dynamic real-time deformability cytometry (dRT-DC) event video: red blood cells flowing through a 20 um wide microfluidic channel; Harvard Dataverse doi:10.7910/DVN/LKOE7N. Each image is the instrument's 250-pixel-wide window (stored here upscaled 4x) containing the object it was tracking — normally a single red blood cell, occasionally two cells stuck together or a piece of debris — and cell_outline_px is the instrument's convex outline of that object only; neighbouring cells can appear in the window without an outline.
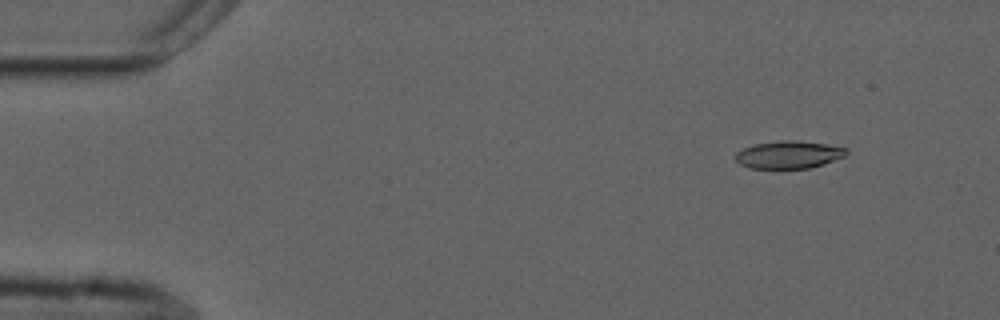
{"species": "common noctule bat (a hibernating species)", "species_latin": "Nyctalus noctula", "temperature_condition": "cold", "stored_images_in_passage": 6, "camera_frame_rate_fps": 3000, "um_per_image_px": 0.085, "animal": {"sex": "male", "forearm_length_mm": 52.5}, "frame": {"image": 1, "passage_image": 2, "time_ms": 0.333, "image_size_px": [1000, 320], "cell_outline_px": [[848, 152], [844, 156], [824, 164], [808, 168], [748, 168], [740, 164], [736, 160], [736, 152], [744, 148], [756, 144], [780, 140], [796, 140], [824, 144], [844, 148]], "centroid_in_image_um": [67.01, 13.15], "position_along_channel_um": 18.0, "area_um2": 17.57}}
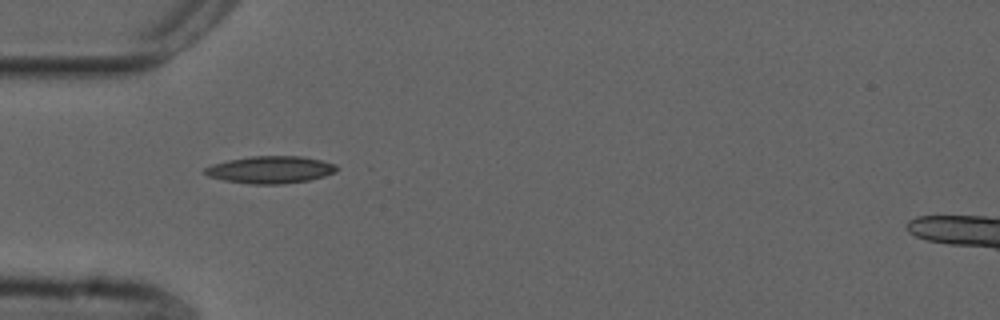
{"frame": {"image": 2, "passage_image": 5, "time_ms": 1.333, "image_size_px": [1000, 320], "cell_outline_px": [[340, 168], [336, 172], [324, 176], [308, 180], [280, 184], [252, 184], [224, 180], [208, 176], [204, 172], [204, 168], [212, 164], [228, 160], [252, 156], [300, 156], [320, 160], [336, 164]], "centroid_in_image_um": [23.0, 14.42], "position_along_channel_um": 62.0, "area_um2": 20.87}}
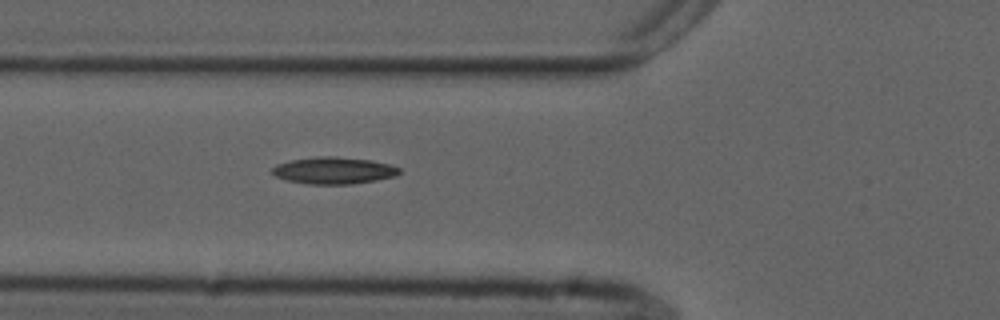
{"frame": {"image": 3, "passage_image": 6, "time_ms": 1.667, "image_size_px": [1000, 320], "cell_outline_px": [[400, 172], [396, 176], [376, 180], [352, 184], [308, 184], [288, 180], [276, 176], [272, 172], [272, 168], [276, 164], [292, 160], [316, 156], [332, 156], [372, 160], [392, 164], [400, 168]], "centroid_in_image_um": [28.4, 14.48], "position_along_channel_um": 97.4, "area_um2": 19.94}}